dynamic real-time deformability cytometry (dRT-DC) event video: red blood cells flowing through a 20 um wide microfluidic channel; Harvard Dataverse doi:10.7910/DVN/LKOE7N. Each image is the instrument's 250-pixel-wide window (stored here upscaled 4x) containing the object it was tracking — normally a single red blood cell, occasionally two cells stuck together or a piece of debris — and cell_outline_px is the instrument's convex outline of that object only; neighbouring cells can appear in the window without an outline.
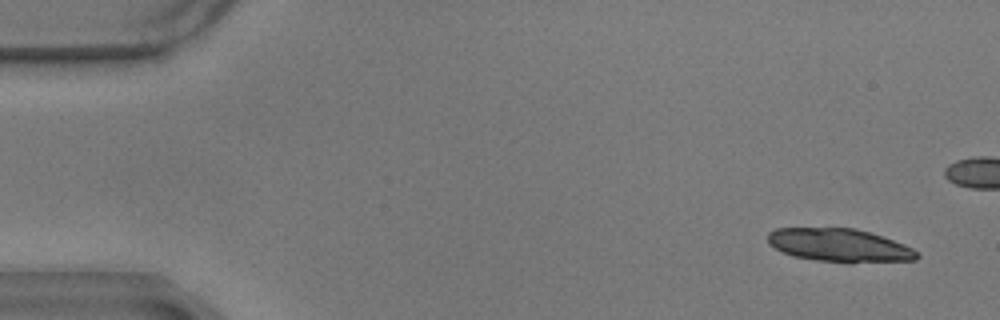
{"species": "common noctule bat (a hibernating species)", "species_latin": "Nyctalus noctula", "temperature_condition": "warm", "stored_images_in_passage": 23, "camera_frame_rate_fps": 3000, "um_per_image_px": 0.085, "animal": {"sex": "male", "body_mass_g": 17.9}, "frame": {"image": 1, "passage_image": 1, "time_ms": 0.0, "image_size_px": [1000, 320], "cell_outline_px": [[920, 256], [916, 260], [852, 264], [848, 264], [816, 260], [792, 256], [768, 244], [768, 232], [776, 228], [856, 228], [904, 244], [912, 248]], "centroid_in_image_um": [71.36, 20.87], "position_along_channel_um": 13.6, "area_um2": 29.19}}